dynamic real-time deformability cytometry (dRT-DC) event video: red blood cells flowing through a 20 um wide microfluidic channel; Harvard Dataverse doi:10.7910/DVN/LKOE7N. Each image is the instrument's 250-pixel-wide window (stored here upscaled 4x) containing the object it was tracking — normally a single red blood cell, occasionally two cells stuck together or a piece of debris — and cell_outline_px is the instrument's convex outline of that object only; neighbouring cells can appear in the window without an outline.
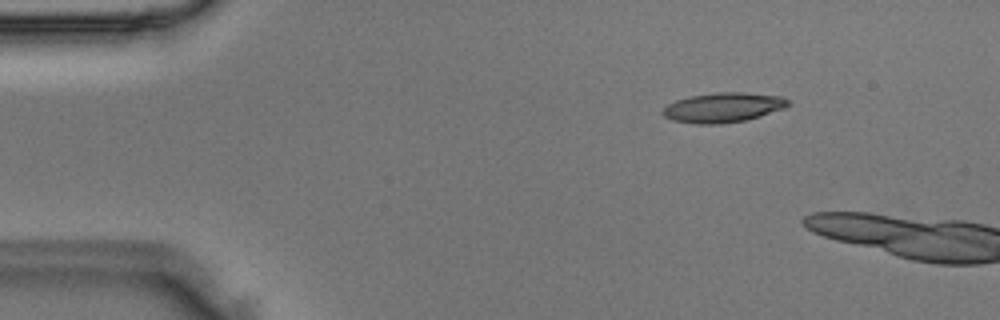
{"species": "Egyptian fruit bat (a non-hibernating species)", "species_latin": "Rousettus aegyptiacus", "temperature_condition": "room temperature", "stored_images_in_passage": 7, "camera_frame_rate_fps": 3000, "um_per_image_px": 0.085, "animal": {"sex": "male"}, "frame": {"image": 1, "passage_image": 1, "time_ms": 0.0, "image_size_px": [1000, 320], "cell_outline_px": [[792, 104], [784, 108], [748, 120], [720, 124], [696, 124], [672, 120], [664, 116], [660, 112], [668, 104], [676, 100], [688, 96], [720, 92], [744, 92], [780, 96], [788, 100]], "centroid_in_image_um": [61.46, 9.14], "position_along_channel_um": 23.5, "area_um2": 21.85}}